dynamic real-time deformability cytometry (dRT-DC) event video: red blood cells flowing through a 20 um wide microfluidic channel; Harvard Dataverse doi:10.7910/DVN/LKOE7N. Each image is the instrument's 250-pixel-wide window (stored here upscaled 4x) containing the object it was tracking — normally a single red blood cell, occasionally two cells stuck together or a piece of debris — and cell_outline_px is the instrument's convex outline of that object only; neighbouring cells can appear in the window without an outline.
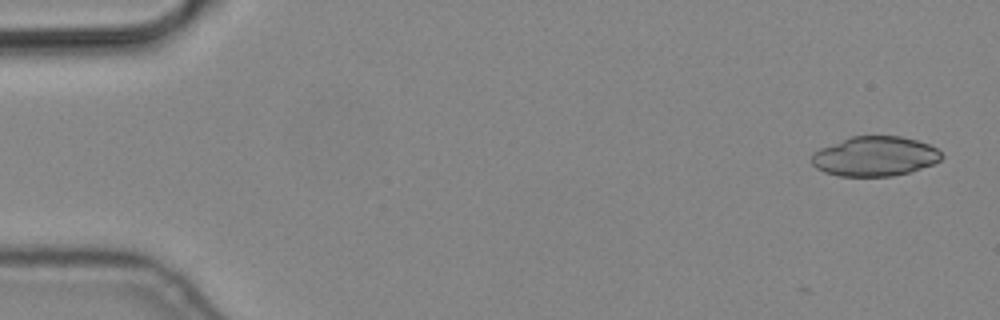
{"species": "common noctule bat (a hibernating species)", "species_latin": "Nyctalus noctula", "temperature_condition": "cold", "stored_images_in_passage": 6, "camera_frame_rate_fps": 3000, "um_per_image_px": 0.085, "animal": {"sex": "male", "body_mass_g": 19.2, "forearm_length_mm": 51.8}, "frame": {"image": 1, "passage_image": 1, "time_ms": 0.0, "image_size_px": [1000, 320], "cell_outline_px": [[944, 156], [940, 160], [932, 164], [908, 172], [892, 176], [840, 176], [824, 172], [816, 168], [812, 164], [812, 152], [820, 148], [852, 136], [900, 136], [916, 140], [928, 144], [936, 148]], "centroid_in_image_um": [74.34, 13.28], "position_along_channel_um": 10.7, "area_um2": 29.88}}
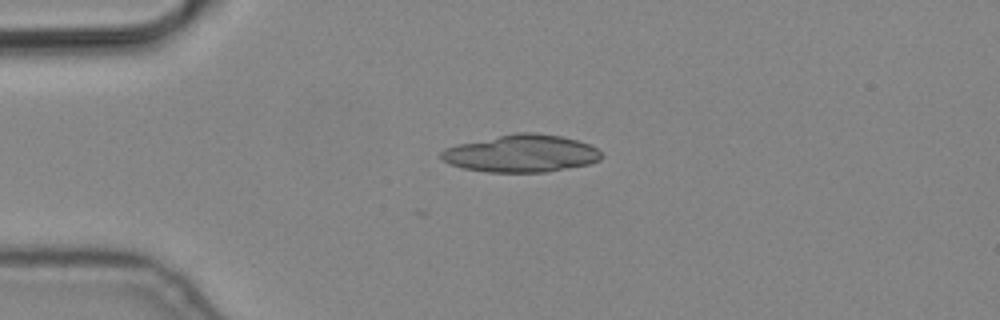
{"frame": {"image": 2, "passage_image": 4, "time_ms": 1.0, "image_size_px": [1000, 320], "cell_outline_px": [[604, 156], [600, 160], [588, 164], [544, 172], [488, 172], [460, 168], [444, 160], [440, 156], [440, 152], [444, 148], [460, 144], [516, 132], [536, 132], [560, 136], [576, 140], [588, 144], [596, 148]], "centroid_in_image_um": [44.31, 13.05], "position_along_channel_um": 40.7, "area_um2": 34.68}}